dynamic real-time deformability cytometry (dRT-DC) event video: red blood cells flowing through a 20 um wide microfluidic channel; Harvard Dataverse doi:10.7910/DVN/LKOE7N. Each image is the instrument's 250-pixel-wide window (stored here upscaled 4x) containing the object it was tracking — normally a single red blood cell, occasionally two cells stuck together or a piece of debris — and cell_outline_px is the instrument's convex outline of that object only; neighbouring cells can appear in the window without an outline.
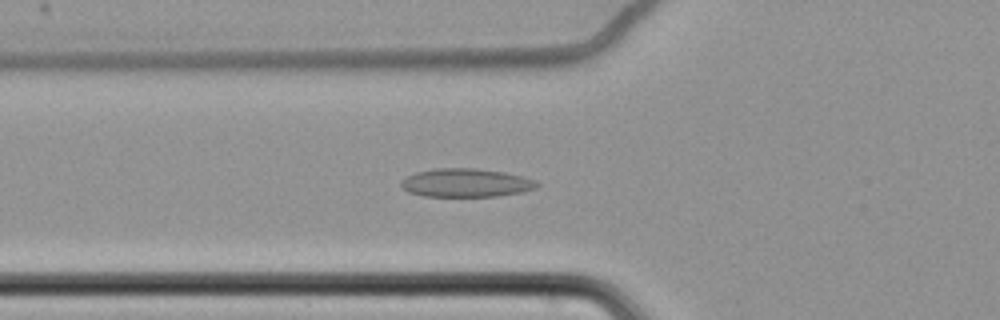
{"species": "common noctule bat (a hibernating species)", "species_latin": "Nyctalus noctula", "temperature_condition": "cold", "stored_images_in_passage": 64, "camera_frame_rate_fps": 3000, "um_per_image_px": 0.085, "animal": {"sex": "female", "body_mass_g": 22.7, "forearm_length_mm": 54.2}, "frame": {"image": 1, "passage_image": 26, "time_ms": 8.333, "image_size_px": [1000, 320], "cell_outline_px": [[540, 184], [536, 188], [520, 192], [496, 196], [424, 196], [408, 192], [400, 184], [400, 180], [416, 172], [432, 168], [476, 168], [504, 172], [524, 176], [536, 180]], "centroid_in_image_um": [39.61, 15.53], "position_along_channel_um": 86.2, "area_um2": 22.6}}
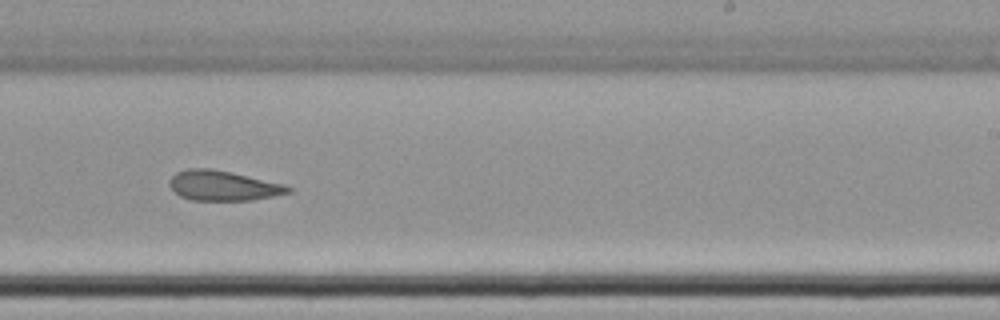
{"frame": {"image": 2, "passage_image": 42, "time_ms": 13.667, "image_size_px": [1000, 320], "cell_outline_px": [[292, 192], [252, 200], [192, 200], [180, 196], [168, 184], [168, 180], [176, 172], [188, 168], [212, 168], [232, 172], [284, 184], [292, 188]], "centroid_in_image_um": [18.95, 15.77], "position_along_channel_um": 270.1, "area_um2": 20.75}}
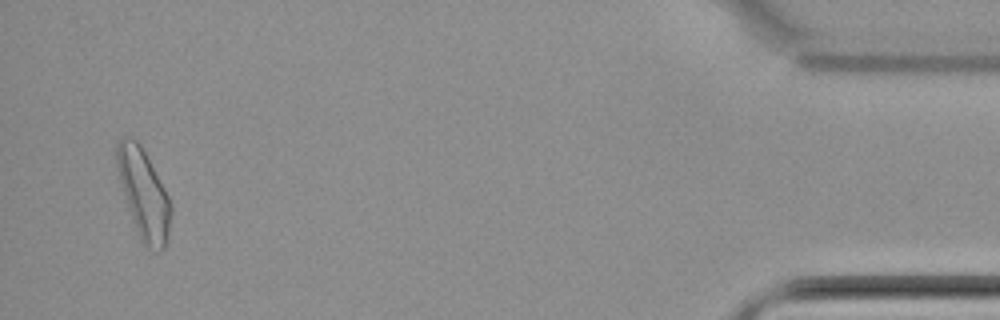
{"frame": {"image": 3, "passage_image": 62, "time_ms": 20.333, "image_size_px": [1000, 320], "cell_outline_px": [[172, 212], [168, 240], [164, 248], [156, 252], [144, 248], [140, 240], [132, 220], [128, 208], [120, 180], [116, 164], [116, 144], [120, 136], [128, 136], [136, 140], [140, 144], [164, 188], [172, 204]], "centroid_in_image_um": [12.22, 16.54], "position_along_channel_um": 423.0, "area_um2": 28.32}}